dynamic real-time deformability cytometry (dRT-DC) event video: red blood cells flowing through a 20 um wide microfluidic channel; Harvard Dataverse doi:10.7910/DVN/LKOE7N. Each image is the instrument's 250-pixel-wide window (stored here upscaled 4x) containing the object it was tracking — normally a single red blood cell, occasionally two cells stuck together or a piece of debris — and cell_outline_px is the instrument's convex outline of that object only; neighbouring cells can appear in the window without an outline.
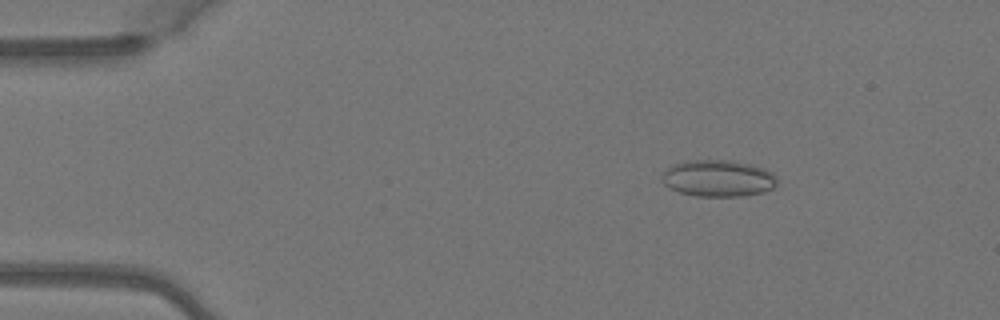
{"species": "Egyptian fruit bat (a non-hibernating species)", "species_latin": "Rousettus aegyptiacus", "temperature_condition": "warm", "stored_images_in_passage": 4, "camera_frame_rate_fps": 3000, "um_per_image_px": 0.085, "animal": {"sex": "female"}, "frame": {"image": 1, "passage_image": 2, "time_ms": 0.333, "image_size_px": [1000, 320], "cell_outline_px": [[776, 184], [772, 188], [764, 192], [744, 196], [696, 196], [680, 192], [668, 188], [664, 184], [664, 172], [668, 168], [676, 164], [696, 160], [732, 160], [752, 164], [764, 168], [772, 172], [776, 176]], "centroid_in_image_um": [61.1, 15.16], "position_along_channel_um": 23.9, "area_um2": 24.45}}